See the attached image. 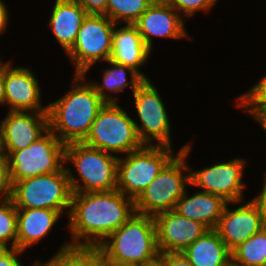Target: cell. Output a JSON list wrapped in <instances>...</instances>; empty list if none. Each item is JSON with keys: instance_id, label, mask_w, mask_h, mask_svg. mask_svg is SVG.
<instances>
[{"instance_id": "35", "label": "cell", "mask_w": 266, "mask_h": 266, "mask_svg": "<svg viewBox=\"0 0 266 266\" xmlns=\"http://www.w3.org/2000/svg\"><path fill=\"white\" fill-rule=\"evenodd\" d=\"M25 253L27 252L18 248H13L5 257L0 259V266H24L25 264L27 266V263H24V261H22V256H24ZM34 260L35 259L33 258V262H30L29 265L34 266Z\"/></svg>"}, {"instance_id": "40", "label": "cell", "mask_w": 266, "mask_h": 266, "mask_svg": "<svg viewBox=\"0 0 266 266\" xmlns=\"http://www.w3.org/2000/svg\"><path fill=\"white\" fill-rule=\"evenodd\" d=\"M3 58L0 54V70L9 62V60L5 61Z\"/></svg>"}, {"instance_id": "22", "label": "cell", "mask_w": 266, "mask_h": 266, "mask_svg": "<svg viewBox=\"0 0 266 266\" xmlns=\"http://www.w3.org/2000/svg\"><path fill=\"white\" fill-rule=\"evenodd\" d=\"M191 185L177 201L176 210L180 215L198 221L208 229H216L226 205L229 203L218 195L194 189L189 192ZM192 194V195H190Z\"/></svg>"}, {"instance_id": "4", "label": "cell", "mask_w": 266, "mask_h": 266, "mask_svg": "<svg viewBox=\"0 0 266 266\" xmlns=\"http://www.w3.org/2000/svg\"><path fill=\"white\" fill-rule=\"evenodd\" d=\"M118 160L119 157L87 146L83 142L66 144L64 165L72 192L87 193L117 189Z\"/></svg>"}, {"instance_id": "14", "label": "cell", "mask_w": 266, "mask_h": 266, "mask_svg": "<svg viewBox=\"0 0 266 266\" xmlns=\"http://www.w3.org/2000/svg\"><path fill=\"white\" fill-rule=\"evenodd\" d=\"M185 20L164 0H155L134 23L146 46L153 52L155 40L174 39L192 41ZM154 42V43H153Z\"/></svg>"}, {"instance_id": "11", "label": "cell", "mask_w": 266, "mask_h": 266, "mask_svg": "<svg viewBox=\"0 0 266 266\" xmlns=\"http://www.w3.org/2000/svg\"><path fill=\"white\" fill-rule=\"evenodd\" d=\"M249 162L244 157H233L228 161H218L202 168H193L189 162L191 190L194 188L224 198L227 202L245 200L249 188L246 168ZM245 174V175H244Z\"/></svg>"}, {"instance_id": "12", "label": "cell", "mask_w": 266, "mask_h": 266, "mask_svg": "<svg viewBox=\"0 0 266 266\" xmlns=\"http://www.w3.org/2000/svg\"><path fill=\"white\" fill-rule=\"evenodd\" d=\"M8 157L11 182L59 171L65 163V144L49 129L28 147L2 151Z\"/></svg>"}, {"instance_id": "23", "label": "cell", "mask_w": 266, "mask_h": 266, "mask_svg": "<svg viewBox=\"0 0 266 266\" xmlns=\"http://www.w3.org/2000/svg\"><path fill=\"white\" fill-rule=\"evenodd\" d=\"M183 254L192 266H230L231 251L216 229H209L191 244Z\"/></svg>"}, {"instance_id": "16", "label": "cell", "mask_w": 266, "mask_h": 266, "mask_svg": "<svg viewBox=\"0 0 266 266\" xmlns=\"http://www.w3.org/2000/svg\"><path fill=\"white\" fill-rule=\"evenodd\" d=\"M263 228L259 211L248 198L228 203L216 230L227 248L232 251Z\"/></svg>"}, {"instance_id": "37", "label": "cell", "mask_w": 266, "mask_h": 266, "mask_svg": "<svg viewBox=\"0 0 266 266\" xmlns=\"http://www.w3.org/2000/svg\"><path fill=\"white\" fill-rule=\"evenodd\" d=\"M6 108L5 104V82H4V67L0 70V107Z\"/></svg>"}, {"instance_id": "9", "label": "cell", "mask_w": 266, "mask_h": 266, "mask_svg": "<svg viewBox=\"0 0 266 266\" xmlns=\"http://www.w3.org/2000/svg\"><path fill=\"white\" fill-rule=\"evenodd\" d=\"M188 144L189 142H186L178 149L144 145L136 151L120 156L117 165V189L135 201L162 168Z\"/></svg>"}, {"instance_id": "25", "label": "cell", "mask_w": 266, "mask_h": 266, "mask_svg": "<svg viewBox=\"0 0 266 266\" xmlns=\"http://www.w3.org/2000/svg\"><path fill=\"white\" fill-rule=\"evenodd\" d=\"M155 0H108L106 16L116 24H134Z\"/></svg>"}, {"instance_id": "32", "label": "cell", "mask_w": 266, "mask_h": 266, "mask_svg": "<svg viewBox=\"0 0 266 266\" xmlns=\"http://www.w3.org/2000/svg\"><path fill=\"white\" fill-rule=\"evenodd\" d=\"M262 175H263L262 186L258 188L259 190H256L257 192L258 191L259 192L255 193L254 196L251 195L249 198L256 205L259 211L263 226L264 228H266V170L265 172L263 171Z\"/></svg>"}, {"instance_id": "30", "label": "cell", "mask_w": 266, "mask_h": 266, "mask_svg": "<svg viewBox=\"0 0 266 266\" xmlns=\"http://www.w3.org/2000/svg\"><path fill=\"white\" fill-rule=\"evenodd\" d=\"M9 161L5 153H0V200L10 198L12 192Z\"/></svg>"}, {"instance_id": "42", "label": "cell", "mask_w": 266, "mask_h": 266, "mask_svg": "<svg viewBox=\"0 0 266 266\" xmlns=\"http://www.w3.org/2000/svg\"><path fill=\"white\" fill-rule=\"evenodd\" d=\"M106 266H136V265H123V264H105Z\"/></svg>"}, {"instance_id": "27", "label": "cell", "mask_w": 266, "mask_h": 266, "mask_svg": "<svg viewBox=\"0 0 266 266\" xmlns=\"http://www.w3.org/2000/svg\"><path fill=\"white\" fill-rule=\"evenodd\" d=\"M0 241L17 248V208L10 198L0 200Z\"/></svg>"}, {"instance_id": "3", "label": "cell", "mask_w": 266, "mask_h": 266, "mask_svg": "<svg viewBox=\"0 0 266 266\" xmlns=\"http://www.w3.org/2000/svg\"><path fill=\"white\" fill-rule=\"evenodd\" d=\"M105 264L143 266L158 260L156 225L153 216L134 213L98 247Z\"/></svg>"}, {"instance_id": "43", "label": "cell", "mask_w": 266, "mask_h": 266, "mask_svg": "<svg viewBox=\"0 0 266 266\" xmlns=\"http://www.w3.org/2000/svg\"><path fill=\"white\" fill-rule=\"evenodd\" d=\"M2 152V150H1V139H0V153Z\"/></svg>"}, {"instance_id": "29", "label": "cell", "mask_w": 266, "mask_h": 266, "mask_svg": "<svg viewBox=\"0 0 266 266\" xmlns=\"http://www.w3.org/2000/svg\"><path fill=\"white\" fill-rule=\"evenodd\" d=\"M101 252L97 248H68V266H103Z\"/></svg>"}, {"instance_id": "39", "label": "cell", "mask_w": 266, "mask_h": 266, "mask_svg": "<svg viewBox=\"0 0 266 266\" xmlns=\"http://www.w3.org/2000/svg\"><path fill=\"white\" fill-rule=\"evenodd\" d=\"M12 249L13 247L11 245L0 241V259L5 257Z\"/></svg>"}, {"instance_id": "5", "label": "cell", "mask_w": 266, "mask_h": 266, "mask_svg": "<svg viewBox=\"0 0 266 266\" xmlns=\"http://www.w3.org/2000/svg\"><path fill=\"white\" fill-rule=\"evenodd\" d=\"M194 142L178 152L159 172L156 178L134 201L135 212L155 216L174 210L190 182L189 157L193 154Z\"/></svg>"}, {"instance_id": "15", "label": "cell", "mask_w": 266, "mask_h": 266, "mask_svg": "<svg viewBox=\"0 0 266 266\" xmlns=\"http://www.w3.org/2000/svg\"><path fill=\"white\" fill-rule=\"evenodd\" d=\"M159 253H183L209 229L202 223L168 210L154 216Z\"/></svg>"}, {"instance_id": "7", "label": "cell", "mask_w": 266, "mask_h": 266, "mask_svg": "<svg viewBox=\"0 0 266 266\" xmlns=\"http://www.w3.org/2000/svg\"><path fill=\"white\" fill-rule=\"evenodd\" d=\"M159 91L152 79H145L137 87L131 96L135 110L132 113H136L132 119L143 145L176 148L172 139L171 115Z\"/></svg>"}, {"instance_id": "6", "label": "cell", "mask_w": 266, "mask_h": 266, "mask_svg": "<svg viewBox=\"0 0 266 266\" xmlns=\"http://www.w3.org/2000/svg\"><path fill=\"white\" fill-rule=\"evenodd\" d=\"M120 103H105L99 110L90 132L83 141L117 157L142 148L132 114Z\"/></svg>"}, {"instance_id": "38", "label": "cell", "mask_w": 266, "mask_h": 266, "mask_svg": "<svg viewBox=\"0 0 266 266\" xmlns=\"http://www.w3.org/2000/svg\"><path fill=\"white\" fill-rule=\"evenodd\" d=\"M253 120L255 124L258 123L257 126L259 125V127L262 129V131H264L266 135V110L260 112Z\"/></svg>"}, {"instance_id": "24", "label": "cell", "mask_w": 266, "mask_h": 266, "mask_svg": "<svg viewBox=\"0 0 266 266\" xmlns=\"http://www.w3.org/2000/svg\"><path fill=\"white\" fill-rule=\"evenodd\" d=\"M232 266H266V228L231 251Z\"/></svg>"}, {"instance_id": "8", "label": "cell", "mask_w": 266, "mask_h": 266, "mask_svg": "<svg viewBox=\"0 0 266 266\" xmlns=\"http://www.w3.org/2000/svg\"><path fill=\"white\" fill-rule=\"evenodd\" d=\"M72 189L65 165L57 172L13 183L10 199L16 208L51 209L68 217Z\"/></svg>"}, {"instance_id": "20", "label": "cell", "mask_w": 266, "mask_h": 266, "mask_svg": "<svg viewBox=\"0 0 266 266\" xmlns=\"http://www.w3.org/2000/svg\"><path fill=\"white\" fill-rule=\"evenodd\" d=\"M48 12V32L66 54L73 47L87 12L75 0H55Z\"/></svg>"}, {"instance_id": "18", "label": "cell", "mask_w": 266, "mask_h": 266, "mask_svg": "<svg viewBox=\"0 0 266 266\" xmlns=\"http://www.w3.org/2000/svg\"><path fill=\"white\" fill-rule=\"evenodd\" d=\"M62 217L56 210L17 208V248L28 252L37 247L52 234Z\"/></svg>"}, {"instance_id": "33", "label": "cell", "mask_w": 266, "mask_h": 266, "mask_svg": "<svg viewBox=\"0 0 266 266\" xmlns=\"http://www.w3.org/2000/svg\"><path fill=\"white\" fill-rule=\"evenodd\" d=\"M158 261L162 266H192L183 253H159Z\"/></svg>"}, {"instance_id": "34", "label": "cell", "mask_w": 266, "mask_h": 266, "mask_svg": "<svg viewBox=\"0 0 266 266\" xmlns=\"http://www.w3.org/2000/svg\"><path fill=\"white\" fill-rule=\"evenodd\" d=\"M87 14L106 15L108 0H75Z\"/></svg>"}, {"instance_id": "21", "label": "cell", "mask_w": 266, "mask_h": 266, "mask_svg": "<svg viewBox=\"0 0 266 266\" xmlns=\"http://www.w3.org/2000/svg\"><path fill=\"white\" fill-rule=\"evenodd\" d=\"M99 64H102V66L105 64L106 66L104 68L101 67V77H99L101 80L89 79V82L106 103H120L121 93L125 89H131L130 92L133 94L137 87L145 80L132 67L118 64L111 59Z\"/></svg>"}, {"instance_id": "26", "label": "cell", "mask_w": 266, "mask_h": 266, "mask_svg": "<svg viewBox=\"0 0 266 266\" xmlns=\"http://www.w3.org/2000/svg\"><path fill=\"white\" fill-rule=\"evenodd\" d=\"M255 82L249 89L237 97L231 98L234 107L241 109L253 120L260 112L266 110V73Z\"/></svg>"}, {"instance_id": "13", "label": "cell", "mask_w": 266, "mask_h": 266, "mask_svg": "<svg viewBox=\"0 0 266 266\" xmlns=\"http://www.w3.org/2000/svg\"><path fill=\"white\" fill-rule=\"evenodd\" d=\"M13 58L4 66L5 104L7 111L47 112L43 104V88L35 71L27 65L12 63Z\"/></svg>"}, {"instance_id": "41", "label": "cell", "mask_w": 266, "mask_h": 266, "mask_svg": "<svg viewBox=\"0 0 266 266\" xmlns=\"http://www.w3.org/2000/svg\"><path fill=\"white\" fill-rule=\"evenodd\" d=\"M143 266H162V264L157 260L151 264L143 265Z\"/></svg>"}, {"instance_id": "17", "label": "cell", "mask_w": 266, "mask_h": 266, "mask_svg": "<svg viewBox=\"0 0 266 266\" xmlns=\"http://www.w3.org/2000/svg\"><path fill=\"white\" fill-rule=\"evenodd\" d=\"M0 120L2 151L28 147L48 130L47 112L7 111Z\"/></svg>"}, {"instance_id": "28", "label": "cell", "mask_w": 266, "mask_h": 266, "mask_svg": "<svg viewBox=\"0 0 266 266\" xmlns=\"http://www.w3.org/2000/svg\"><path fill=\"white\" fill-rule=\"evenodd\" d=\"M169 5H171L185 20H189L203 12L205 15L207 13L213 12L214 7L218 4L219 0H164Z\"/></svg>"}, {"instance_id": "10", "label": "cell", "mask_w": 266, "mask_h": 266, "mask_svg": "<svg viewBox=\"0 0 266 266\" xmlns=\"http://www.w3.org/2000/svg\"><path fill=\"white\" fill-rule=\"evenodd\" d=\"M115 25L106 15L87 14L66 53L74 68L72 74L90 75L93 67L111 58Z\"/></svg>"}, {"instance_id": "31", "label": "cell", "mask_w": 266, "mask_h": 266, "mask_svg": "<svg viewBox=\"0 0 266 266\" xmlns=\"http://www.w3.org/2000/svg\"><path fill=\"white\" fill-rule=\"evenodd\" d=\"M68 248H70L69 241L65 239L55 254L42 260L41 258L34 260V266H68ZM44 262H42V261Z\"/></svg>"}, {"instance_id": "36", "label": "cell", "mask_w": 266, "mask_h": 266, "mask_svg": "<svg viewBox=\"0 0 266 266\" xmlns=\"http://www.w3.org/2000/svg\"><path fill=\"white\" fill-rule=\"evenodd\" d=\"M8 7L9 6L7 2H5V0H0V37L5 35L4 33L8 31L7 29L10 26L9 24L11 20V8Z\"/></svg>"}, {"instance_id": "2", "label": "cell", "mask_w": 266, "mask_h": 266, "mask_svg": "<svg viewBox=\"0 0 266 266\" xmlns=\"http://www.w3.org/2000/svg\"><path fill=\"white\" fill-rule=\"evenodd\" d=\"M88 76L73 74L69 89L47 104L48 129L65 145L85 140L99 110L106 103Z\"/></svg>"}, {"instance_id": "1", "label": "cell", "mask_w": 266, "mask_h": 266, "mask_svg": "<svg viewBox=\"0 0 266 266\" xmlns=\"http://www.w3.org/2000/svg\"><path fill=\"white\" fill-rule=\"evenodd\" d=\"M135 213L134 200L118 189L73 193L66 224L70 247L97 248Z\"/></svg>"}, {"instance_id": "19", "label": "cell", "mask_w": 266, "mask_h": 266, "mask_svg": "<svg viewBox=\"0 0 266 266\" xmlns=\"http://www.w3.org/2000/svg\"><path fill=\"white\" fill-rule=\"evenodd\" d=\"M152 54L134 24L115 25L110 58L112 61L130 66L144 79H151L142 68L149 64Z\"/></svg>"}]
</instances>
